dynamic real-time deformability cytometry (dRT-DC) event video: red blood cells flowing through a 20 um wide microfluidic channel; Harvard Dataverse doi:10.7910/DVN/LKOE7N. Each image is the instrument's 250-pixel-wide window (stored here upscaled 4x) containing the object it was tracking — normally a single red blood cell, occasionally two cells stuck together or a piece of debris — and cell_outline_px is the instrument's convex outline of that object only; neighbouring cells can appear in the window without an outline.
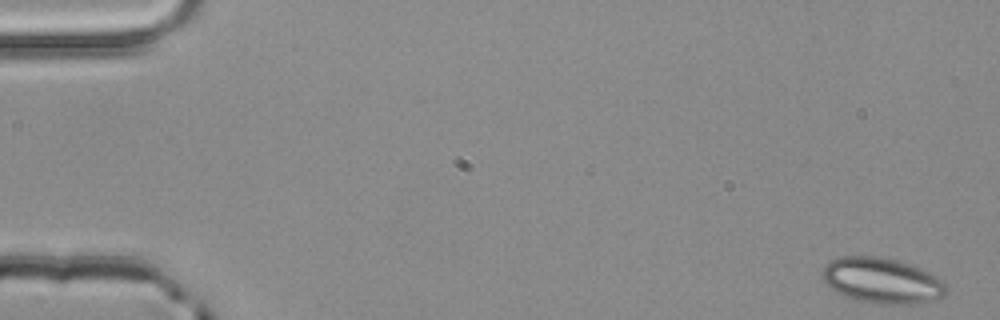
{"species": "common noctule bat (a hibernating species)", "species_latin": "Nyctalus noctula", "temperature_condition": "room temperature", "stored_images_in_passage": 4, "camera_frame_rate_fps": 3000, "um_per_image_px": 0.085, "animal": {"sex": "male", "body_mass_g": 20.4}, "frame": {"image": 1, "passage_image": 1, "time_ms": 0.0, "image_size_px": [1000, 320], "cell_outline_px": [[948, 288], [944, 296], [936, 300], [916, 304], [880, 304], [860, 300], [844, 296], [836, 292], [824, 284], [824, 264], [836, 256], [876, 256], [908, 264], [920, 268], [944, 280]], "centroid_in_image_um": [74.98, 23.86], "position_along_channel_um": 10.0, "area_um2": 33.0}}